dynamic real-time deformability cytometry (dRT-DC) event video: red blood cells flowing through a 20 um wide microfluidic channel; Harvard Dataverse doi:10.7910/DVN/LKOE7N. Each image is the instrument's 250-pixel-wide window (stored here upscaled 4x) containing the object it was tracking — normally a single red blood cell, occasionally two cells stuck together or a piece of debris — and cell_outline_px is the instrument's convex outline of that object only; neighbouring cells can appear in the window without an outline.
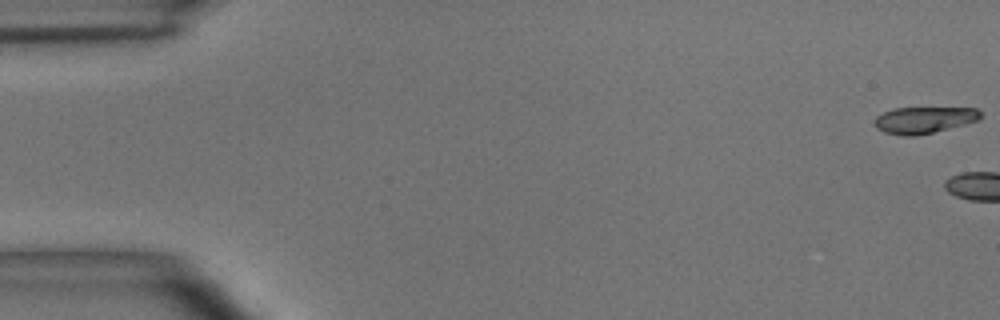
{"species": "common noctule bat (a hibernating species)", "species_latin": "Nyctalus noctula", "temperature_condition": "room temperature", "stored_images_in_passage": 5, "camera_frame_rate_fps": 3000, "um_per_image_px": 0.085, "animal": {"sex": "male", "body_mass_g": 15.6}, "frame": {"image": 1, "passage_image": 1, "time_ms": 0.0, "image_size_px": [1000, 320], "cell_outline_px": [[984, 116], [980, 120], [916, 136], [904, 136], [884, 132], [876, 128], [872, 124], [872, 120], [876, 116], [884, 112], [896, 108], [976, 108]], "centroid_in_image_um": [78.51, 10.2], "position_along_channel_um": 6.5, "area_um2": 16.47}}